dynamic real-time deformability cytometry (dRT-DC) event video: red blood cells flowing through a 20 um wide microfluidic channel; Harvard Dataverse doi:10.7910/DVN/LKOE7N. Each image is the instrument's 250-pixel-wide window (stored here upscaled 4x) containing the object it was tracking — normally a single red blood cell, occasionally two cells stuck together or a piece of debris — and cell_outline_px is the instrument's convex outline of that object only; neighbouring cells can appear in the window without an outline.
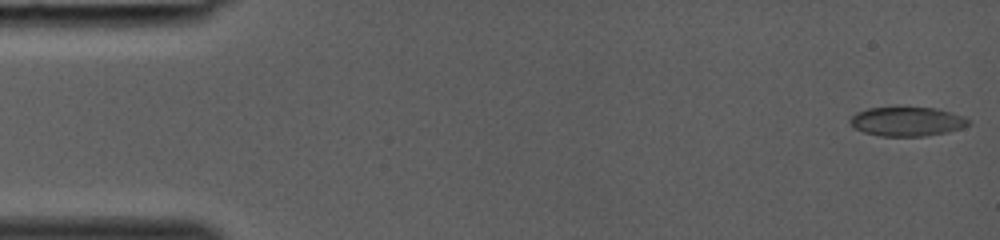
{"species": "common noctule bat (a hibernating species)", "species_latin": "Nyctalus noctula", "temperature_condition": "room temperature", "stored_images_in_passage": 16, "camera_frame_rate_fps": 3000, "um_per_image_px": 0.085, "animal": {"sex": "female", "body_mass_g": 19.0, "forearm_length_mm": 53.3}, "frame": {"image": 1, "passage_image": 1, "time_ms": 0.0, "image_size_px": [1000, 240], "cell_outline_px": [[972, 124], [948, 132], [924, 136], [880, 136], [864, 132], [856, 128], [848, 120], [856, 112], [868, 108], [936, 108], [964, 116]], "centroid_in_image_um": [77.11, 10.33], "position_along_channel_um": 7.9, "area_um2": 19.94}}
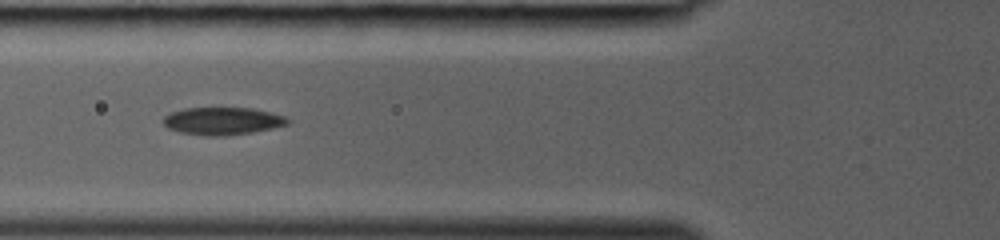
{"frame": {"image": 2, "passage_image": 12, "time_ms": 3.667, "image_size_px": [1000, 240], "cell_outline_px": [[292, 120], [288, 124], [272, 128], [252, 132], [228, 136], [204, 136], [180, 132], [168, 128], [164, 124], [164, 116], [172, 112], [184, 108], [252, 108], [284, 116]], "centroid_in_image_um": [18.92, 10.29], "position_along_channel_um": 106.9, "area_um2": 19.94}}
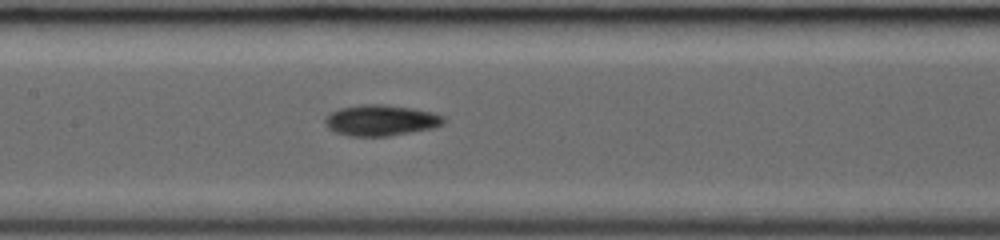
{"frame": {"image": 3, "passage_image": 16, "time_ms": 5.0, "image_size_px": [1000, 240], "cell_outline_px": [[444, 124], [432, 128], [388, 136], [348, 136], [336, 132], [328, 128], [324, 124], [324, 120], [332, 112], [340, 108], [360, 104], [384, 104], [412, 108], [432, 112], [444, 116]], "centroid_in_image_um": [32.37, 10.22], "position_along_channel_um": 175.0, "area_um2": 21.33}}